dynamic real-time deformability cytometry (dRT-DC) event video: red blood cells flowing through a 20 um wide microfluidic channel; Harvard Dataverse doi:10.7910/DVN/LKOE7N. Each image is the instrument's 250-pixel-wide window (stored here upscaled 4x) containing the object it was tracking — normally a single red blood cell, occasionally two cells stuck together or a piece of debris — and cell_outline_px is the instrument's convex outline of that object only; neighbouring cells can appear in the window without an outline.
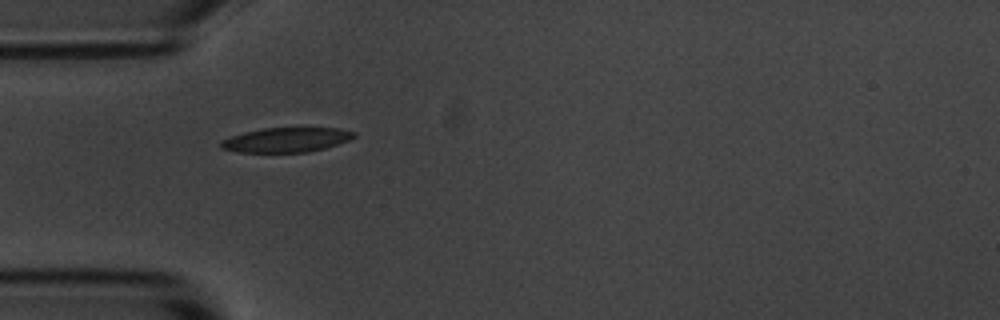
{"species": "common noctule bat (a hibernating species)", "species_latin": "Nyctalus noctula", "temperature_condition": "room temperature", "stored_images_in_passage": 11, "camera_frame_rate_fps": 3000, "um_per_image_px": 0.085, "animal": {"sex": "male", "body_mass_g": 20.1, "forearm_length_mm": 53.5}, "frame": {"image": 1, "passage_image": 1, "time_ms": 0.0, "image_size_px": [1000, 320], "cell_outline_px": [[356, 136], [348, 140], [324, 148], [308, 152], [240, 152], [220, 148], [220, 140], [244, 132], [264, 128], [340, 128], [356, 132]], "centroid_in_image_um": [24.33, 11.88], "position_along_channel_um": 60.7, "area_um2": 18.96}}
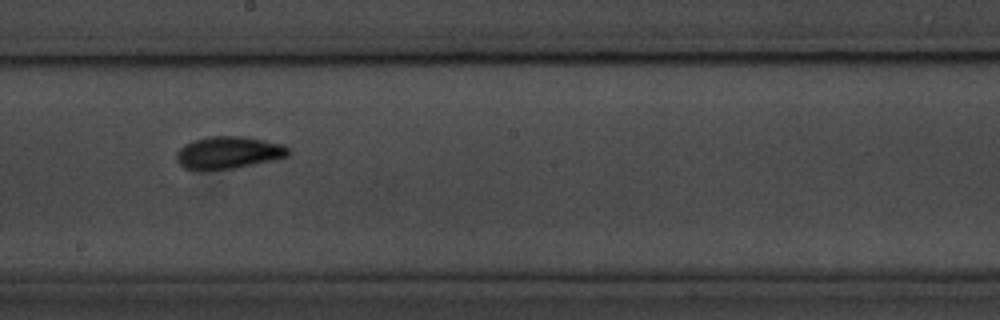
{"frame": {"image": 2, "passage_image": 5, "time_ms": 4.667, "image_size_px": [1000, 320], "cell_outline_px": [[292, 152], [288, 156], [272, 160], [236, 168], [184, 168], [176, 160], [176, 152], [184, 144], [192, 140], [208, 136], [244, 136], [264, 140], [280, 144], [288, 148]], "centroid_in_image_um": [19.42, 12.94], "position_along_channel_um": 228.8, "area_um2": 20.75}}
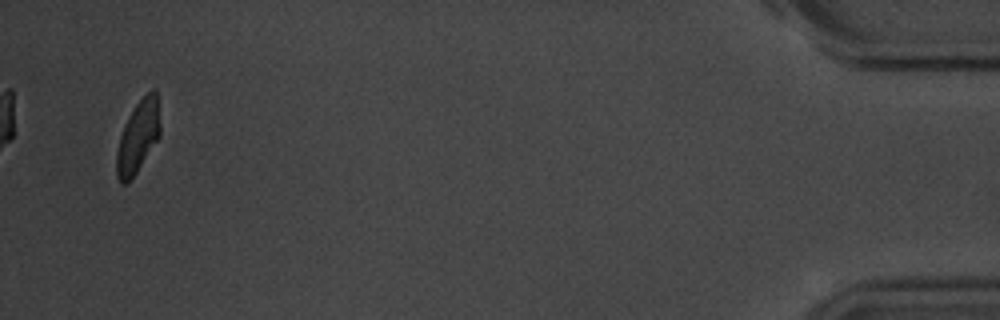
{"frame": {"image": 3, "passage_image": 11, "time_ms": 12.333, "image_size_px": [1000, 320], "cell_outline_px": [[160, 136], [136, 172], [124, 184], [120, 184], [116, 176], [116, 152], [120, 136], [124, 124], [128, 116], [136, 104], [152, 88], [156, 88], [160, 124]], "centroid_in_image_um": [11.72, 11.6], "position_along_channel_um": 423.5, "area_um2": 18.21}, "authors_computed_cell_mechanics": {"area_um2": 19.074, "velocity_mm_per_s": 3.6333, "shape_relaxation_time_tau1_ms": 2.6356, "shape_relaxation_time_tau2_ms": 1.9378, "deformation_change_tau1": 0.086, "deformation_change_tau2": 0.0519}}